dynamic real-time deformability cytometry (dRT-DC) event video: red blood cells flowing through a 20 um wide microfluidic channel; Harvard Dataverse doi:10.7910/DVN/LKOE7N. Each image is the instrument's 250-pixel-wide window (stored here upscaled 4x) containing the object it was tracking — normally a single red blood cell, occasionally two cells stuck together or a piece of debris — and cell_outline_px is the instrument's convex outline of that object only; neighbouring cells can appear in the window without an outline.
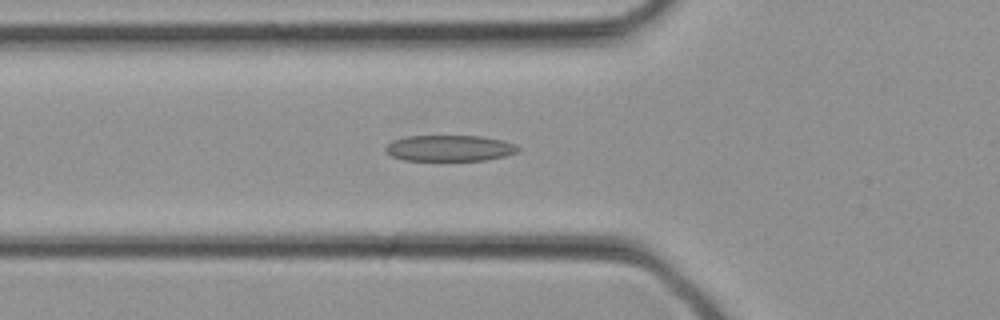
{"species": "common noctule bat (a hibernating species)", "species_latin": "Nyctalus noctula", "temperature_condition": "cold", "stored_images_in_passage": 31, "camera_frame_rate_fps": 3000, "um_per_image_px": 0.085, "animal": {"sex": "female", "body_mass_g": 21.9}, "frame": {"image": 1, "passage_image": 10, "time_ms": 3.0, "image_size_px": [1000, 320], "cell_outline_px": [[520, 148], [516, 152], [504, 156], [484, 160], [404, 160], [392, 156], [384, 152], [384, 148], [392, 140], [404, 136], [480, 136], [504, 140], [516, 144]], "centroid_in_image_um": [38.18, 12.58], "position_along_channel_um": 87.6, "area_um2": 20.17}}
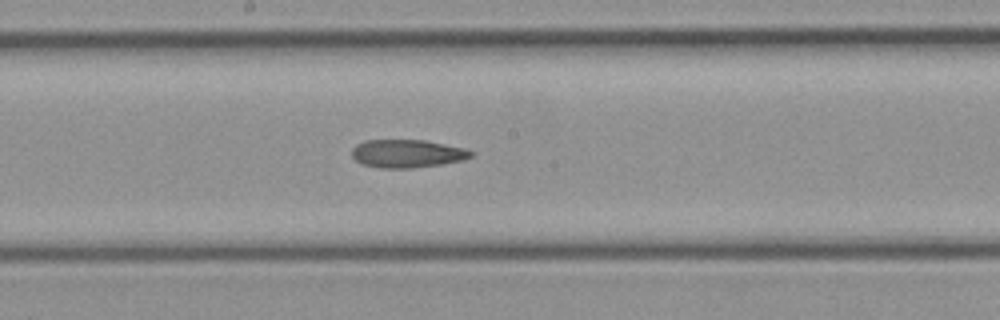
{"frame": {"image": 2, "passage_image": 16, "time_ms": 5.0, "image_size_px": [1000, 320], "cell_outline_px": [[476, 152], [472, 156], [464, 160], [440, 164], [412, 168], [380, 168], [360, 164], [352, 156], [352, 148], [356, 144], [364, 140], [424, 140], [464, 148]], "centroid_in_image_um": [34.6, 13.05], "position_along_channel_um": 213.6, "area_um2": 19.59}}
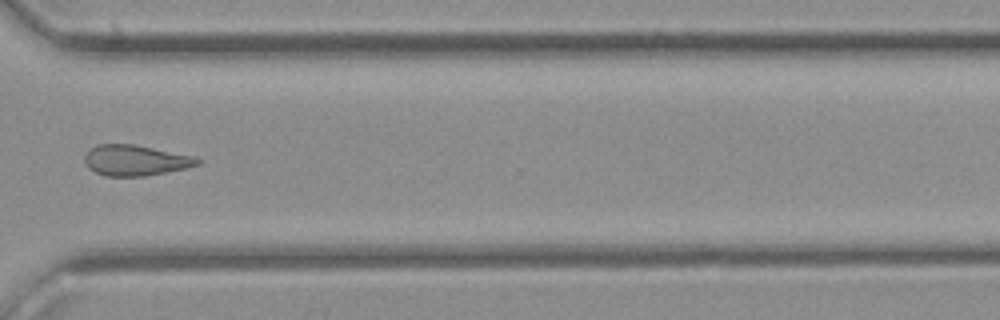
{"frame": {"image": 3, "passage_image": 23, "time_ms": 7.333, "image_size_px": [1000, 320], "cell_outline_px": [[204, 160], [200, 164], [184, 168], [144, 176], [104, 176], [88, 168], [84, 160], [84, 156], [88, 148], [96, 144], [132, 144], [196, 156]], "centroid_in_image_um": [11.5, 13.62], "position_along_channel_um": 359.1, "area_um2": 20.29}}